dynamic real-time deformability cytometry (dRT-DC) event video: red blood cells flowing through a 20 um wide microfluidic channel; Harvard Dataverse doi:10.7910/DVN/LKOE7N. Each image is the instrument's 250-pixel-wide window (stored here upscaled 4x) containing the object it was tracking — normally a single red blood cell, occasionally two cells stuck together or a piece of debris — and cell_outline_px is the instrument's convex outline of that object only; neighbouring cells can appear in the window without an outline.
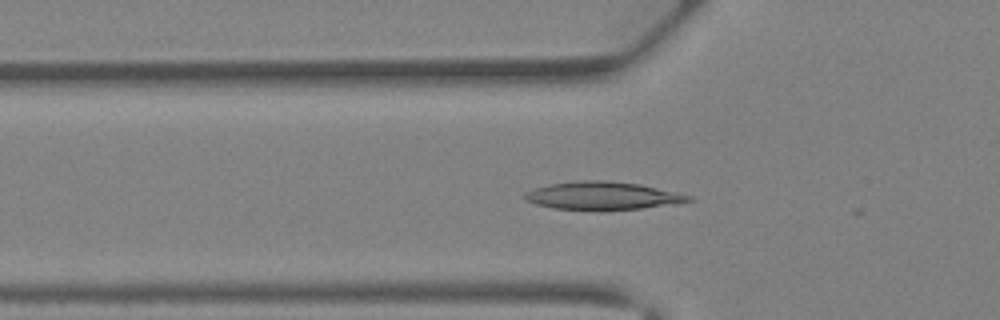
{"species": "Egyptian fruit bat (a non-hibernating species)", "species_latin": "Rousettus aegyptiacus", "temperature_condition": "warm", "stored_images_in_passage": 20, "camera_frame_rate_fps": 3000, "um_per_image_px": 0.085, "animal": {"sex": "female"}, "frame": {"image": 1, "passage_image": 12, "time_ms": 3.667, "image_size_px": [1000, 320], "cell_outline_px": [[696, 200], [680, 204], [604, 212], [596, 212], [552, 208], [536, 204], [524, 200], [524, 192], [548, 184], [580, 180], [608, 180], [640, 184], [676, 192], [692, 196]], "centroid_in_image_um": [51.25, 16.67], "position_along_channel_um": 74.5, "area_um2": 27.69}}
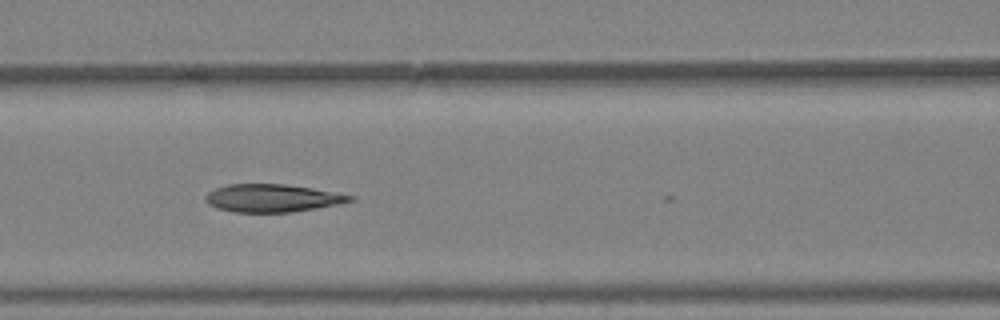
{"frame": {"image": 2, "passage_image": 16, "time_ms": 5.0, "image_size_px": [1000, 320], "cell_outline_px": [[356, 200], [340, 204], [292, 212], [236, 212], [216, 208], [208, 204], [204, 200], [204, 196], [208, 192], [216, 188], [228, 184], [284, 184], [312, 188], [356, 196]], "centroid_in_image_um": [23.15, 16.84], "position_along_channel_um": 143.4, "area_um2": 23.52}}
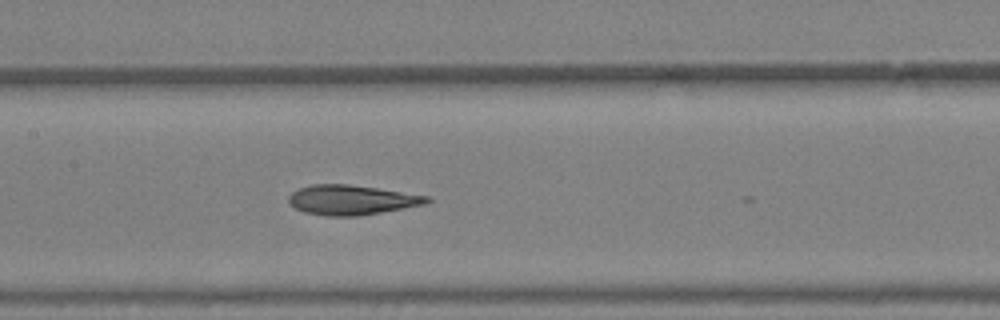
{"frame": {"image": 3, "passage_image": 18, "time_ms": 5.667, "image_size_px": [1000, 320], "cell_outline_px": [[432, 200], [428, 204], [356, 216], [328, 216], [304, 212], [288, 204], [288, 196], [292, 192], [300, 188], [312, 184], [348, 184], [376, 188], [428, 196]], "centroid_in_image_um": [29.86, 16.99], "position_along_channel_um": 177.5, "area_um2": 23.87}}